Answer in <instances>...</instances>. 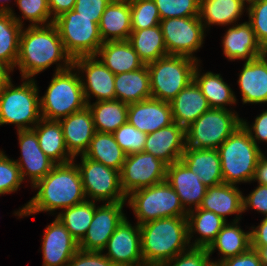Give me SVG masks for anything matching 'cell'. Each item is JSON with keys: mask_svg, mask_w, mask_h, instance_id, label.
<instances>
[{"mask_svg": "<svg viewBox=\"0 0 267 266\" xmlns=\"http://www.w3.org/2000/svg\"><path fill=\"white\" fill-rule=\"evenodd\" d=\"M127 122L145 134L153 133L174 122L171 105L152 97L128 104Z\"/></svg>", "mask_w": 267, "mask_h": 266, "instance_id": "obj_20", "label": "cell"}, {"mask_svg": "<svg viewBox=\"0 0 267 266\" xmlns=\"http://www.w3.org/2000/svg\"><path fill=\"white\" fill-rule=\"evenodd\" d=\"M22 182L16 162L0 150V195L16 192Z\"/></svg>", "mask_w": 267, "mask_h": 266, "instance_id": "obj_45", "label": "cell"}, {"mask_svg": "<svg viewBox=\"0 0 267 266\" xmlns=\"http://www.w3.org/2000/svg\"><path fill=\"white\" fill-rule=\"evenodd\" d=\"M65 144L69 154L74 158L84 155L96 132L93 116L88 106L59 120Z\"/></svg>", "mask_w": 267, "mask_h": 266, "instance_id": "obj_22", "label": "cell"}, {"mask_svg": "<svg viewBox=\"0 0 267 266\" xmlns=\"http://www.w3.org/2000/svg\"><path fill=\"white\" fill-rule=\"evenodd\" d=\"M114 82L116 99L123 103H137L152 97L147 65L115 75Z\"/></svg>", "mask_w": 267, "mask_h": 266, "instance_id": "obj_33", "label": "cell"}, {"mask_svg": "<svg viewBox=\"0 0 267 266\" xmlns=\"http://www.w3.org/2000/svg\"><path fill=\"white\" fill-rule=\"evenodd\" d=\"M246 121L247 120L242 119V125L249 132L251 139L256 145L259 147V143H267V110L259 114L251 126H249L250 124Z\"/></svg>", "mask_w": 267, "mask_h": 266, "instance_id": "obj_52", "label": "cell"}, {"mask_svg": "<svg viewBox=\"0 0 267 266\" xmlns=\"http://www.w3.org/2000/svg\"><path fill=\"white\" fill-rule=\"evenodd\" d=\"M185 148V128L173 122L153 133L147 134L143 151L170 165L181 160Z\"/></svg>", "mask_w": 267, "mask_h": 266, "instance_id": "obj_19", "label": "cell"}, {"mask_svg": "<svg viewBox=\"0 0 267 266\" xmlns=\"http://www.w3.org/2000/svg\"><path fill=\"white\" fill-rule=\"evenodd\" d=\"M260 56L267 64V43L261 47Z\"/></svg>", "mask_w": 267, "mask_h": 266, "instance_id": "obj_59", "label": "cell"}, {"mask_svg": "<svg viewBox=\"0 0 267 266\" xmlns=\"http://www.w3.org/2000/svg\"><path fill=\"white\" fill-rule=\"evenodd\" d=\"M8 1L10 0H0V4H1L0 13H10L13 10L11 7L8 6L9 4H4V2L8 3ZM14 1L16 3L17 0H14Z\"/></svg>", "mask_w": 267, "mask_h": 266, "instance_id": "obj_58", "label": "cell"}, {"mask_svg": "<svg viewBox=\"0 0 267 266\" xmlns=\"http://www.w3.org/2000/svg\"><path fill=\"white\" fill-rule=\"evenodd\" d=\"M237 83L243 104L267 103V64L261 56L245 61Z\"/></svg>", "mask_w": 267, "mask_h": 266, "instance_id": "obj_26", "label": "cell"}, {"mask_svg": "<svg viewBox=\"0 0 267 266\" xmlns=\"http://www.w3.org/2000/svg\"><path fill=\"white\" fill-rule=\"evenodd\" d=\"M239 223V221L227 222L207 248L210 256L215 250L223 256L217 261H211L213 265L220 260L240 255L251 247L250 231L242 230Z\"/></svg>", "mask_w": 267, "mask_h": 266, "instance_id": "obj_35", "label": "cell"}, {"mask_svg": "<svg viewBox=\"0 0 267 266\" xmlns=\"http://www.w3.org/2000/svg\"><path fill=\"white\" fill-rule=\"evenodd\" d=\"M247 3L251 2V1H254V0H245Z\"/></svg>", "mask_w": 267, "mask_h": 266, "instance_id": "obj_60", "label": "cell"}, {"mask_svg": "<svg viewBox=\"0 0 267 266\" xmlns=\"http://www.w3.org/2000/svg\"><path fill=\"white\" fill-rule=\"evenodd\" d=\"M67 266H115L103 252L83 251L79 249Z\"/></svg>", "mask_w": 267, "mask_h": 266, "instance_id": "obj_48", "label": "cell"}, {"mask_svg": "<svg viewBox=\"0 0 267 266\" xmlns=\"http://www.w3.org/2000/svg\"><path fill=\"white\" fill-rule=\"evenodd\" d=\"M170 105L173 121L185 129L211 108L194 80L176 95Z\"/></svg>", "mask_w": 267, "mask_h": 266, "instance_id": "obj_27", "label": "cell"}, {"mask_svg": "<svg viewBox=\"0 0 267 266\" xmlns=\"http://www.w3.org/2000/svg\"><path fill=\"white\" fill-rule=\"evenodd\" d=\"M159 25L168 55L185 56L200 62L193 56L202 47L206 32L199 16L163 19Z\"/></svg>", "mask_w": 267, "mask_h": 266, "instance_id": "obj_12", "label": "cell"}, {"mask_svg": "<svg viewBox=\"0 0 267 266\" xmlns=\"http://www.w3.org/2000/svg\"><path fill=\"white\" fill-rule=\"evenodd\" d=\"M120 148L127 154L144 150L147 134L141 132L128 122L112 133Z\"/></svg>", "mask_w": 267, "mask_h": 266, "instance_id": "obj_44", "label": "cell"}, {"mask_svg": "<svg viewBox=\"0 0 267 266\" xmlns=\"http://www.w3.org/2000/svg\"><path fill=\"white\" fill-rule=\"evenodd\" d=\"M53 64H57L55 72L66 70L73 65L56 25L51 23L43 26L29 25L25 29L23 27L16 63L21 71V78L33 79Z\"/></svg>", "mask_w": 267, "mask_h": 266, "instance_id": "obj_2", "label": "cell"}, {"mask_svg": "<svg viewBox=\"0 0 267 266\" xmlns=\"http://www.w3.org/2000/svg\"><path fill=\"white\" fill-rule=\"evenodd\" d=\"M213 266H262L258 250L250 247L246 252L220 260Z\"/></svg>", "mask_w": 267, "mask_h": 266, "instance_id": "obj_51", "label": "cell"}, {"mask_svg": "<svg viewBox=\"0 0 267 266\" xmlns=\"http://www.w3.org/2000/svg\"><path fill=\"white\" fill-rule=\"evenodd\" d=\"M76 0H48L52 19L74 8Z\"/></svg>", "mask_w": 267, "mask_h": 266, "instance_id": "obj_54", "label": "cell"}, {"mask_svg": "<svg viewBox=\"0 0 267 266\" xmlns=\"http://www.w3.org/2000/svg\"><path fill=\"white\" fill-rule=\"evenodd\" d=\"M108 257L115 266H142L144 259L141 252V233L139 225L135 226L125 217L116 227L105 248Z\"/></svg>", "mask_w": 267, "mask_h": 266, "instance_id": "obj_15", "label": "cell"}, {"mask_svg": "<svg viewBox=\"0 0 267 266\" xmlns=\"http://www.w3.org/2000/svg\"><path fill=\"white\" fill-rule=\"evenodd\" d=\"M181 161L207 187L224 183L218 149L185 148Z\"/></svg>", "mask_w": 267, "mask_h": 266, "instance_id": "obj_28", "label": "cell"}, {"mask_svg": "<svg viewBox=\"0 0 267 266\" xmlns=\"http://www.w3.org/2000/svg\"><path fill=\"white\" fill-rule=\"evenodd\" d=\"M249 23L255 32L258 43H267V0H254L247 4Z\"/></svg>", "mask_w": 267, "mask_h": 266, "instance_id": "obj_46", "label": "cell"}, {"mask_svg": "<svg viewBox=\"0 0 267 266\" xmlns=\"http://www.w3.org/2000/svg\"><path fill=\"white\" fill-rule=\"evenodd\" d=\"M245 4V0H200L199 19L205 30L211 25H234L247 10Z\"/></svg>", "mask_w": 267, "mask_h": 266, "instance_id": "obj_32", "label": "cell"}, {"mask_svg": "<svg viewBox=\"0 0 267 266\" xmlns=\"http://www.w3.org/2000/svg\"><path fill=\"white\" fill-rule=\"evenodd\" d=\"M111 0H76L73 10L99 24L102 14Z\"/></svg>", "mask_w": 267, "mask_h": 266, "instance_id": "obj_49", "label": "cell"}, {"mask_svg": "<svg viewBox=\"0 0 267 266\" xmlns=\"http://www.w3.org/2000/svg\"><path fill=\"white\" fill-rule=\"evenodd\" d=\"M20 158L14 160L19 167L22 180L29 179L33 186L44 178L56 165L41 150L36 132L33 129L17 130ZM25 177H28L25 179Z\"/></svg>", "mask_w": 267, "mask_h": 266, "instance_id": "obj_17", "label": "cell"}, {"mask_svg": "<svg viewBox=\"0 0 267 266\" xmlns=\"http://www.w3.org/2000/svg\"><path fill=\"white\" fill-rule=\"evenodd\" d=\"M166 181L176 191L187 212L201 206L207 186L181 160L167 165Z\"/></svg>", "mask_w": 267, "mask_h": 266, "instance_id": "obj_21", "label": "cell"}, {"mask_svg": "<svg viewBox=\"0 0 267 266\" xmlns=\"http://www.w3.org/2000/svg\"><path fill=\"white\" fill-rule=\"evenodd\" d=\"M125 202L104 203L95 208L94 217L84 238L79 242L83 251L102 252L116 227L126 217Z\"/></svg>", "mask_w": 267, "mask_h": 266, "instance_id": "obj_16", "label": "cell"}, {"mask_svg": "<svg viewBox=\"0 0 267 266\" xmlns=\"http://www.w3.org/2000/svg\"><path fill=\"white\" fill-rule=\"evenodd\" d=\"M207 248L190 247L162 266H213Z\"/></svg>", "mask_w": 267, "mask_h": 266, "instance_id": "obj_47", "label": "cell"}, {"mask_svg": "<svg viewBox=\"0 0 267 266\" xmlns=\"http://www.w3.org/2000/svg\"><path fill=\"white\" fill-rule=\"evenodd\" d=\"M161 20L199 16L200 0H154Z\"/></svg>", "mask_w": 267, "mask_h": 266, "instance_id": "obj_43", "label": "cell"}, {"mask_svg": "<svg viewBox=\"0 0 267 266\" xmlns=\"http://www.w3.org/2000/svg\"><path fill=\"white\" fill-rule=\"evenodd\" d=\"M241 125L237 112L210 108L185 129L186 148L218 149Z\"/></svg>", "mask_w": 267, "mask_h": 266, "instance_id": "obj_9", "label": "cell"}, {"mask_svg": "<svg viewBox=\"0 0 267 266\" xmlns=\"http://www.w3.org/2000/svg\"><path fill=\"white\" fill-rule=\"evenodd\" d=\"M95 203L94 201L86 200L80 204L67 207L56 215L78 242L84 238L90 227L96 208Z\"/></svg>", "mask_w": 267, "mask_h": 266, "instance_id": "obj_39", "label": "cell"}, {"mask_svg": "<svg viewBox=\"0 0 267 266\" xmlns=\"http://www.w3.org/2000/svg\"><path fill=\"white\" fill-rule=\"evenodd\" d=\"M261 261H262V266H267V246H263L258 250Z\"/></svg>", "mask_w": 267, "mask_h": 266, "instance_id": "obj_57", "label": "cell"}, {"mask_svg": "<svg viewBox=\"0 0 267 266\" xmlns=\"http://www.w3.org/2000/svg\"><path fill=\"white\" fill-rule=\"evenodd\" d=\"M242 202L243 213L252 208L267 217V185L258 184L249 195H243Z\"/></svg>", "mask_w": 267, "mask_h": 266, "instance_id": "obj_50", "label": "cell"}, {"mask_svg": "<svg viewBox=\"0 0 267 266\" xmlns=\"http://www.w3.org/2000/svg\"><path fill=\"white\" fill-rule=\"evenodd\" d=\"M84 156L121 171L127 154L120 148L112 133L96 131Z\"/></svg>", "mask_w": 267, "mask_h": 266, "instance_id": "obj_36", "label": "cell"}, {"mask_svg": "<svg viewBox=\"0 0 267 266\" xmlns=\"http://www.w3.org/2000/svg\"><path fill=\"white\" fill-rule=\"evenodd\" d=\"M145 266H162L191 246L187 217H166L139 225Z\"/></svg>", "mask_w": 267, "mask_h": 266, "instance_id": "obj_3", "label": "cell"}, {"mask_svg": "<svg viewBox=\"0 0 267 266\" xmlns=\"http://www.w3.org/2000/svg\"><path fill=\"white\" fill-rule=\"evenodd\" d=\"M79 168L87 200L104 203L126 202L120 183V171L81 155ZM90 198V199H89ZM92 199V200H91Z\"/></svg>", "mask_w": 267, "mask_h": 266, "instance_id": "obj_11", "label": "cell"}, {"mask_svg": "<svg viewBox=\"0 0 267 266\" xmlns=\"http://www.w3.org/2000/svg\"><path fill=\"white\" fill-rule=\"evenodd\" d=\"M243 193L238 186L222 183L216 186L207 187L205 196L200 208L211 211L227 220V215L236 214L234 221H239L243 213Z\"/></svg>", "mask_w": 267, "mask_h": 266, "instance_id": "obj_24", "label": "cell"}, {"mask_svg": "<svg viewBox=\"0 0 267 266\" xmlns=\"http://www.w3.org/2000/svg\"><path fill=\"white\" fill-rule=\"evenodd\" d=\"M98 132L113 133L127 123L128 104L117 99L87 104Z\"/></svg>", "mask_w": 267, "mask_h": 266, "instance_id": "obj_38", "label": "cell"}, {"mask_svg": "<svg viewBox=\"0 0 267 266\" xmlns=\"http://www.w3.org/2000/svg\"><path fill=\"white\" fill-rule=\"evenodd\" d=\"M130 15L129 0H111L98 24L103 42L128 40L132 32Z\"/></svg>", "mask_w": 267, "mask_h": 266, "instance_id": "obj_25", "label": "cell"}, {"mask_svg": "<svg viewBox=\"0 0 267 266\" xmlns=\"http://www.w3.org/2000/svg\"><path fill=\"white\" fill-rule=\"evenodd\" d=\"M75 71L72 65L53 74L45 95L40 97L42 119L59 121L87 106L80 79L82 73Z\"/></svg>", "mask_w": 267, "mask_h": 266, "instance_id": "obj_5", "label": "cell"}, {"mask_svg": "<svg viewBox=\"0 0 267 266\" xmlns=\"http://www.w3.org/2000/svg\"><path fill=\"white\" fill-rule=\"evenodd\" d=\"M251 229V247L259 250L261 247L267 246V217H264L258 226H252Z\"/></svg>", "mask_w": 267, "mask_h": 266, "instance_id": "obj_53", "label": "cell"}, {"mask_svg": "<svg viewBox=\"0 0 267 266\" xmlns=\"http://www.w3.org/2000/svg\"><path fill=\"white\" fill-rule=\"evenodd\" d=\"M22 81L17 87L10 81L0 89V125L15 124L17 130L33 129L42 119L35 79Z\"/></svg>", "mask_w": 267, "mask_h": 266, "instance_id": "obj_6", "label": "cell"}, {"mask_svg": "<svg viewBox=\"0 0 267 266\" xmlns=\"http://www.w3.org/2000/svg\"><path fill=\"white\" fill-rule=\"evenodd\" d=\"M16 4L22 16L17 15L12 10L11 16L23 27V20H29L30 26H43L54 23L51 17L48 0H17Z\"/></svg>", "mask_w": 267, "mask_h": 266, "instance_id": "obj_41", "label": "cell"}, {"mask_svg": "<svg viewBox=\"0 0 267 266\" xmlns=\"http://www.w3.org/2000/svg\"><path fill=\"white\" fill-rule=\"evenodd\" d=\"M198 63L195 67L193 80L201 89L211 108L228 109L237 103L236 96L231 87L223 80L221 74L211 71L201 74Z\"/></svg>", "mask_w": 267, "mask_h": 266, "instance_id": "obj_34", "label": "cell"}, {"mask_svg": "<svg viewBox=\"0 0 267 266\" xmlns=\"http://www.w3.org/2000/svg\"><path fill=\"white\" fill-rule=\"evenodd\" d=\"M195 59L167 55L147 64L152 98L170 103L192 80Z\"/></svg>", "mask_w": 267, "mask_h": 266, "instance_id": "obj_7", "label": "cell"}, {"mask_svg": "<svg viewBox=\"0 0 267 266\" xmlns=\"http://www.w3.org/2000/svg\"><path fill=\"white\" fill-rule=\"evenodd\" d=\"M253 181L261 185H267V157L264 154L258 161Z\"/></svg>", "mask_w": 267, "mask_h": 266, "instance_id": "obj_55", "label": "cell"}, {"mask_svg": "<svg viewBox=\"0 0 267 266\" xmlns=\"http://www.w3.org/2000/svg\"><path fill=\"white\" fill-rule=\"evenodd\" d=\"M95 56L115 75L144 66L128 40L103 42Z\"/></svg>", "mask_w": 267, "mask_h": 266, "instance_id": "obj_29", "label": "cell"}, {"mask_svg": "<svg viewBox=\"0 0 267 266\" xmlns=\"http://www.w3.org/2000/svg\"><path fill=\"white\" fill-rule=\"evenodd\" d=\"M218 152L223 182L233 185L252 182L258 161L264 154L243 125L218 147Z\"/></svg>", "mask_w": 267, "mask_h": 266, "instance_id": "obj_4", "label": "cell"}, {"mask_svg": "<svg viewBox=\"0 0 267 266\" xmlns=\"http://www.w3.org/2000/svg\"><path fill=\"white\" fill-rule=\"evenodd\" d=\"M137 218V224L166 217H187L176 191L165 180L130 193L126 199Z\"/></svg>", "mask_w": 267, "mask_h": 266, "instance_id": "obj_8", "label": "cell"}, {"mask_svg": "<svg viewBox=\"0 0 267 266\" xmlns=\"http://www.w3.org/2000/svg\"><path fill=\"white\" fill-rule=\"evenodd\" d=\"M225 33L222 39L223 54L228 60L248 62L260 56L262 46L248 21L233 25Z\"/></svg>", "mask_w": 267, "mask_h": 266, "instance_id": "obj_23", "label": "cell"}, {"mask_svg": "<svg viewBox=\"0 0 267 266\" xmlns=\"http://www.w3.org/2000/svg\"><path fill=\"white\" fill-rule=\"evenodd\" d=\"M33 130L36 132L41 150L55 164H66L74 161L67 150L59 121L41 119Z\"/></svg>", "mask_w": 267, "mask_h": 266, "instance_id": "obj_30", "label": "cell"}, {"mask_svg": "<svg viewBox=\"0 0 267 266\" xmlns=\"http://www.w3.org/2000/svg\"><path fill=\"white\" fill-rule=\"evenodd\" d=\"M188 240L191 247L208 248L217 234L227 223L223 218L211 211L195 208L187 213ZM200 236L191 242L194 233Z\"/></svg>", "mask_w": 267, "mask_h": 266, "instance_id": "obj_31", "label": "cell"}, {"mask_svg": "<svg viewBox=\"0 0 267 266\" xmlns=\"http://www.w3.org/2000/svg\"><path fill=\"white\" fill-rule=\"evenodd\" d=\"M42 239V266H67L79 250V242L70 234L61 221L55 220L46 226Z\"/></svg>", "mask_w": 267, "mask_h": 266, "instance_id": "obj_18", "label": "cell"}, {"mask_svg": "<svg viewBox=\"0 0 267 266\" xmlns=\"http://www.w3.org/2000/svg\"><path fill=\"white\" fill-rule=\"evenodd\" d=\"M131 29L141 30L159 25L161 18L154 0H129Z\"/></svg>", "mask_w": 267, "mask_h": 266, "instance_id": "obj_42", "label": "cell"}, {"mask_svg": "<svg viewBox=\"0 0 267 266\" xmlns=\"http://www.w3.org/2000/svg\"><path fill=\"white\" fill-rule=\"evenodd\" d=\"M32 188L38 191L22 208L14 213L19 218L39 212H50L66 209L87 200L83 189L80 171L74 161L56 164Z\"/></svg>", "mask_w": 267, "mask_h": 266, "instance_id": "obj_1", "label": "cell"}, {"mask_svg": "<svg viewBox=\"0 0 267 266\" xmlns=\"http://www.w3.org/2000/svg\"><path fill=\"white\" fill-rule=\"evenodd\" d=\"M66 53L73 59L95 56L103 44L94 18L80 16L73 9L54 19Z\"/></svg>", "mask_w": 267, "mask_h": 266, "instance_id": "obj_10", "label": "cell"}, {"mask_svg": "<svg viewBox=\"0 0 267 266\" xmlns=\"http://www.w3.org/2000/svg\"><path fill=\"white\" fill-rule=\"evenodd\" d=\"M128 41L144 65L168 55L160 25L132 30Z\"/></svg>", "mask_w": 267, "mask_h": 266, "instance_id": "obj_37", "label": "cell"}, {"mask_svg": "<svg viewBox=\"0 0 267 266\" xmlns=\"http://www.w3.org/2000/svg\"><path fill=\"white\" fill-rule=\"evenodd\" d=\"M12 71L13 69L8 64L0 61V89L12 80L10 76Z\"/></svg>", "mask_w": 267, "mask_h": 266, "instance_id": "obj_56", "label": "cell"}, {"mask_svg": "<svg viewBox=\"0 0 267 266\" xmlns=\"http://www.w3.org/2000/svg\"><path fill=\"white\" fill-rule=\"evenodd\" d=\"M73 67L80 74L85 101L90 104L91 96L99 101L116 99L115 74H113L96 56H82L73 59Z\"/></svg>", "mask_w": 267, "mask_h": 266, "instance_id": "obj_14", "label": "cell"}, {"mask_svg": "<svg viewBox=\"0 0 267 266\" xmlns=\"http://www.w3.org/2000/svg\"><path fill=\"white\" fill-rule=\"evenodd\" d=\"M167 164L147 152L126 156L120 171L121 188L126 196L130 193L166 180Z\"/></svg>", "mask_w": 267, "mask_h": 266, "instance_id": "obj_13", "label": "cell"}, {"mask_svg": "<svg viewBox=\"0 0 267 266\" xmlns=\"http://www.w3.org/2000/svg\"><path fill=\"white\" fill-rule=\"evenodd\" d=\"M22 28L10 13H0V61L13 70L18 60Z\"/></svg>", "mask_w": 267, "mask_h": 266, "instance_id": "obj_40", "label": "cell"}]
</instances>
